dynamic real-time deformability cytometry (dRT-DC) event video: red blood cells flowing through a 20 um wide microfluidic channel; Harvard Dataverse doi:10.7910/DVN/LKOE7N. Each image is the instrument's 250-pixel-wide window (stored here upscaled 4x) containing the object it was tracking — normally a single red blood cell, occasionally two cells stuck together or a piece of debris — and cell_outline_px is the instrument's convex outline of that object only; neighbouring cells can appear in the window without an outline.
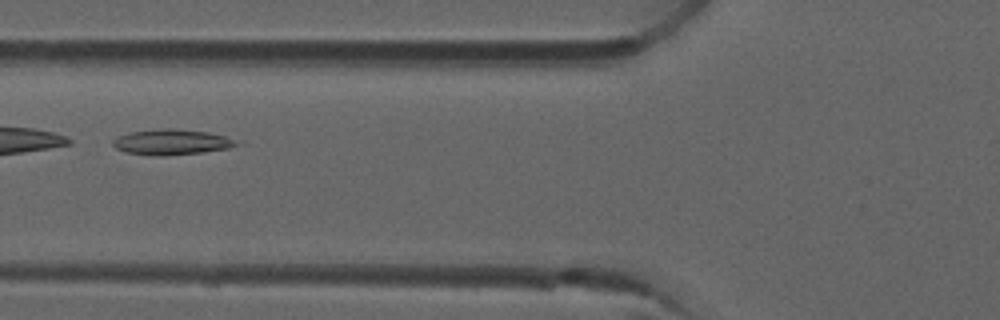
{"species": "common noctule bat (a hibernating species)", "species_latin": "Nyctalus noctula", "temperature_condition": "room temperature", "stored_images_in_passage": 5, "camera_frame_rate_fps": 3000, "um_per_image_px": 0.085, "animal": {"sex": "male", "forearm_length_mm": 52.5}, "frame": {"image": 1, "passage_image": 5, "time_ms": 1.333, "image_size_px": [1000, 320], "cell_outline_px": [[236, 144], [228, 148], [204, 152], [160, 156], [124, 152], [116, 148], [112, 144], [112, 140], [120, 136], [132, 132], [164, 128], [172, 128], [208, 132], [224, 136], [232, 140]], "centroid_in_image_um": [14.52, 12.08], "position_along_channel_um": 111.3, "area_um2": 17.92}}